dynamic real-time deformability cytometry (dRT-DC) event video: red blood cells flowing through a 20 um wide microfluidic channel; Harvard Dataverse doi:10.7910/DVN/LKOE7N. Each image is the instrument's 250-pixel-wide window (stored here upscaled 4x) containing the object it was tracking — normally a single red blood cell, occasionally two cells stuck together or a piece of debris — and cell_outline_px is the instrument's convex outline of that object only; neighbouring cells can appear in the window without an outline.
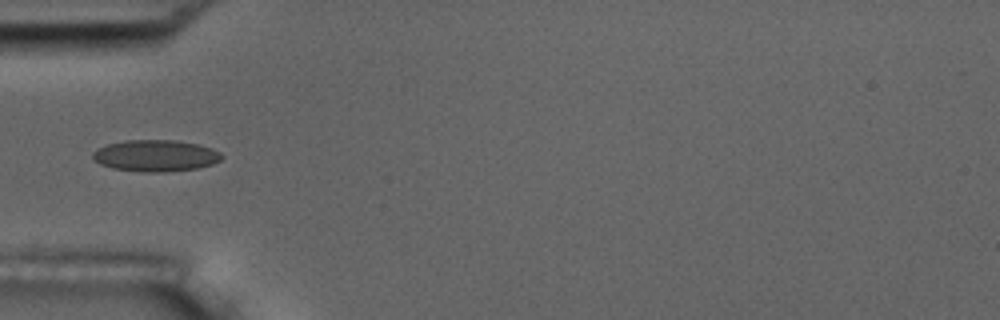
{"species": "common noctule bat (a hibernating species)", "species_latin": "Nyctalus noctula", "temperature_condition": "room temperature", "stored_images_in_passage": 6, "camera_frame_rate_fps": 3000, "um_per_image_px": 0.085, "animal": {"sex": "male", "body_mass_g": 17.5, "forearm_length_mm": 52.3}, "frame": {"image": 1, "passage_image": 6, "time_ms": 5.667, "image_size_px": [1000, 320], "cell_outline_px": [[224, 156], [220, 160], [212, 164], [196, 168], [164, 172], [144, 172], [112, 168], [100, 164], [92, 156], [92, 152], [96, 148], [108, 144], [124, 140], [176, 140], [200, 144], [212, 148], [220, 152]], "centroid_in_image_um": [13.23, 13.22], "position_along_channel_um": 71.8, "area_um2": 23.81}}